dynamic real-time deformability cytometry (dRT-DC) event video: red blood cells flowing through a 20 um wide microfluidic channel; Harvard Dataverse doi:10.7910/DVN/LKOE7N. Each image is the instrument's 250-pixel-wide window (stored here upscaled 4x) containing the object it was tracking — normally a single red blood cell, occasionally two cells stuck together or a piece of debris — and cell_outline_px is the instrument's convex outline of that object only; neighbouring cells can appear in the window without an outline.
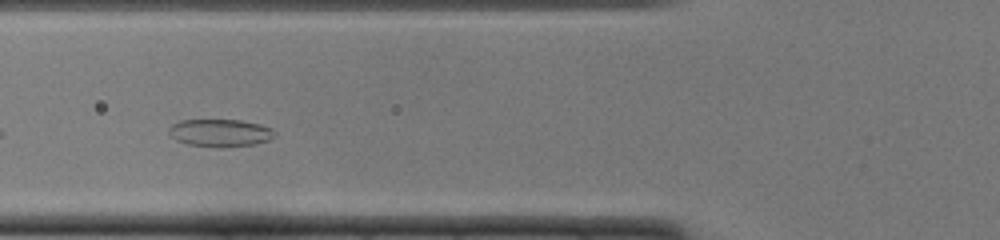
{"species": "common noctule bat (a hibernating species)", "species_latin": "Nyctalus noctula", "temperature_condition": "cold", "stored_images_in_passage": 30, "camera_frame_rate_fps": 3000, "um_per_image_px": 0.085, "animal": {"sex": "female", "body_mass_g": 22.0, "forearm_length_mm": 56.7}, "frame": {"image": 1, "passage_image": 5, "time_ms": 1.333, "image_size_px": [1000, 240], "cell_outline_px": [[276, 136], [268, 140], [256, 144], [224, 148], [216, 148], [188, 144], [176, 140], [168, 132], [168, 128], [172, 124], [180, 120], [240, 120], [260, 124], [272, 128], [276, 132]], "centroid_in_image_um": [18.73, 11.3], "position_along_channel_um": 107.1, "area_um2": 17.28}, "authors_computed_cell_mechanics": {"area_um2": 17.2822, "velocity_mm_per_s": 3.9495, "shape_relaxation_time_tau1_ms": 4.6662, "shape_relaxation_time_tau2_ms": 3.7599, "deformation_change_tau1": 0.0938, "deformation_change_tau2": 0.0861}}